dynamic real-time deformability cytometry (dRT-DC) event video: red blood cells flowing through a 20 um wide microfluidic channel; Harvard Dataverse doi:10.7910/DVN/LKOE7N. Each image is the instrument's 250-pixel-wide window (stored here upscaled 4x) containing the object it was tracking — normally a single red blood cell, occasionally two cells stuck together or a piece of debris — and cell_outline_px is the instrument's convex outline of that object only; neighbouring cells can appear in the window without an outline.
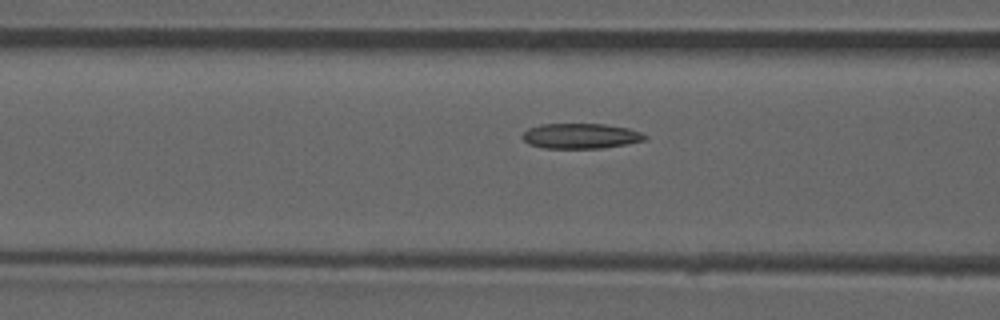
{"species": "common noctule bat (a hibernating species)", "species_latin": "Nyctalus noctula", "temperature_condition": "room temperature", "stored_images_in_passage": 16, "camera_frame_rate_fps": 3000, "um_per_image_px": 0.085, "animal": {"sex": "male", "forearm_length_mm": 52.5}, "frame": {"image": 1, "passage_image": 14, "time_ms": 4.333, "image_size_px": [1000, 320], "cell_outline_px": [[648, 140], [604, 148], [544, 148], [528, 144], [520, 136], [528, 128], [540, 124], [604, 124], [628, 128], [640, 132], [648, 136]], "centroid_in_image_um": [49.36, 11.56], "position_along_channel_um": 117.2, "area_um2": 18.15}}